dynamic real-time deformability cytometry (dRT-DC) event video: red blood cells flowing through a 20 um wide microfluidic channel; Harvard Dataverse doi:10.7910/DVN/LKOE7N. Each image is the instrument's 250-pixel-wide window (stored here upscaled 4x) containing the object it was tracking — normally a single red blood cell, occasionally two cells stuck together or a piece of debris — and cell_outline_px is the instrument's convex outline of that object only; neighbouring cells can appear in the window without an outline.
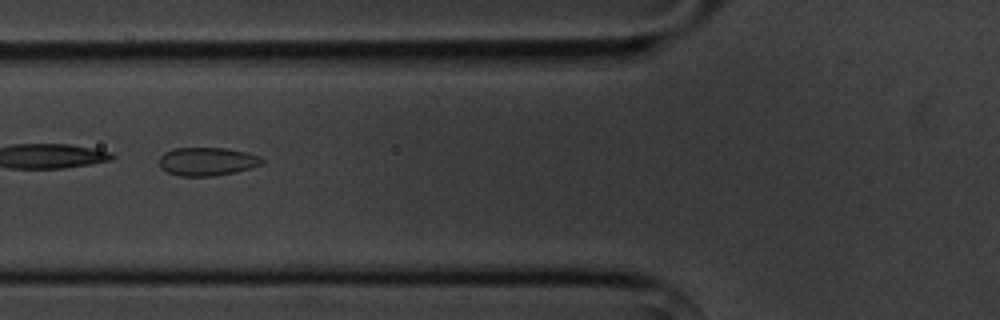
{"species": "common noctule bat (a hibernating species)", "species_latin": "Nyctalus noctula", "temperature_condition": "cold", "stored_images_in_passage": 7, "camera_frame_rate_fps": 3000, "um_per_image_px": 0.085, "animal": {"sex": "male", "body_mass_g": 20.1, "forearm_length_mm": 53.5}, "frame": {"image": 1, "passage_image": 6, "time_ms": 6.0, "image_size_px": [1000, 320], "cell_outline_px": [[264, 160], [260, 164], [236, 172], [212, 176], [180, 176], [168, 172], [160, 168], [160, 156], [164, 152], [172, 148], [224, 148], [244, 152], [260, 156]], "centroid_in_image_um": [17.56, 13.72], "position_along_channel_um": 108.2, "area_um2": 16.82}}
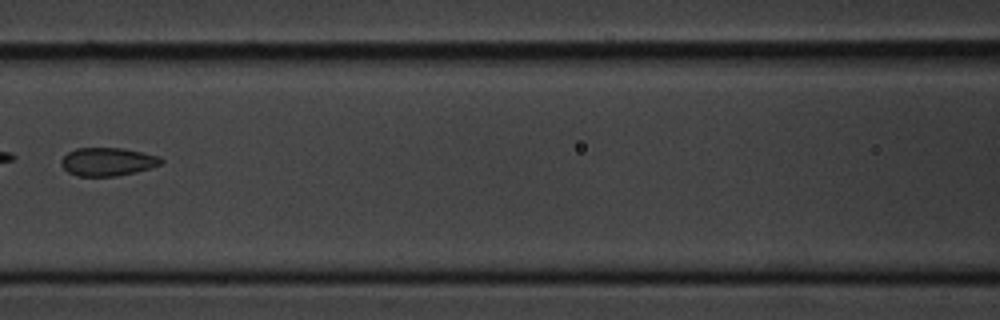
{"frame": {"image": 2, "passage_image": 7, "time_ms": 7.333, "image_size_px": [1000, 320], "cell_outline_px": [[164, 160], [160, 164], [136, 172], [116, 176], [76, 176], [68, 172], [60, 164], [60, 160], [68, 152], [76, 148], [124, 148], [160, 156]], "centroid_in_image_um": [9.13, 13.74], "position_along_channel_um": 157.5, "area_um2": 16.47}}